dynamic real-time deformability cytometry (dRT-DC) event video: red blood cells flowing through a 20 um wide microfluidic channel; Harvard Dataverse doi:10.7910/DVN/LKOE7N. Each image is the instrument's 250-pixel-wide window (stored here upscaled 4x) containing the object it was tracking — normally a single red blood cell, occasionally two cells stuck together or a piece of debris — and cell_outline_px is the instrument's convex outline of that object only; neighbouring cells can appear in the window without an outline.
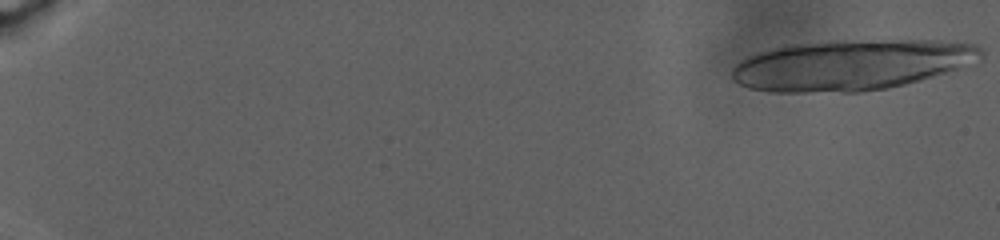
{"species": "human", "species_latin": "Homo sapiens", "temperature_condition": "warm", "stored_images_in_passage": 35, "camera_frame_rate_fps": 3000, "um_per_image_px": 0.085, "donor": {"sex": "male"}, "frame": {"image": 1, "passage_image": 1, "time_ms": 0.0, "image_size_px": [1000, 240], "cell_outline_px": [[984, 56], [980, 60], [920, 80], [888, 88], [860, 92], [768, 92], [748, 88], [732, 80], [732, 68], [740, 60], [748, 56], [760, 52], [788, 44], [828, 40], [940, 40], [976, 44], [984, 48]], "centroid_in_image_um": [72.34, 5.5], "position_along_channel_um": 12.7, "area_um2": 73.98}}
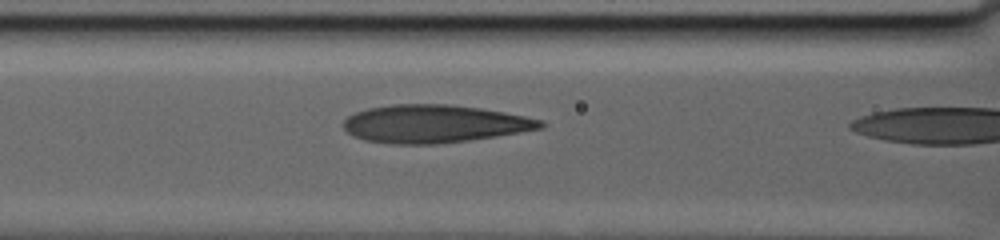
{"frame": {"image": 2, "passage_image": 34, "time_ms": 13.0, "image_size_px": [1000, 240], "cell_outline_px": [[548, 124], [544, 128], [496, 136], [468, 140], [436, 144], [392, 144], [364, 140], [352, 136], [344, 128], [344, 120], [348, 116], [356, 112], [368, 108], [392, 104], [452, 104], [480, 108], [504, 112], [544, 120]], "centroid_in_image_um": [36.93, 10.52], "position_along_channel_um": 129.7, "area_um2": 43.7}}